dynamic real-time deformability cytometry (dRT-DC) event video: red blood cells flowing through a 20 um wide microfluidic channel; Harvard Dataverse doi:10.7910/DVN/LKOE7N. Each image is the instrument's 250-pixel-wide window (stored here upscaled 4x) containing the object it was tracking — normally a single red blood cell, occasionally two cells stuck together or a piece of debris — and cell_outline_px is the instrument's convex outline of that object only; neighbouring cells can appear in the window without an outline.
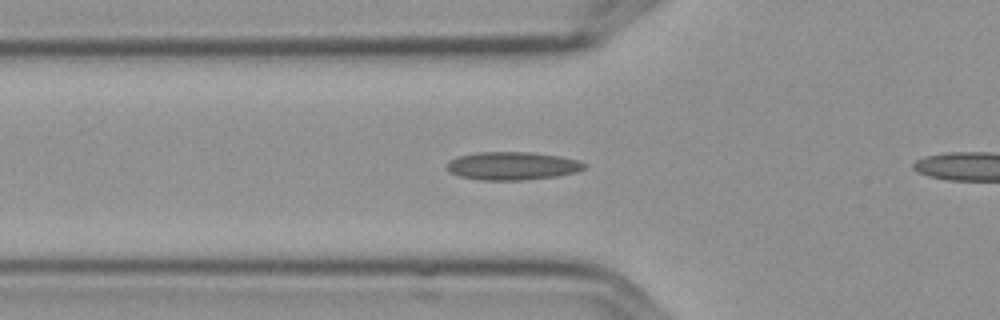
{"species": "Egyptian fruit bat (a non-hibernating species)", "species_latin": "Rousettus aegyptiacus", "temperature_condition": "cold", "stored_images_in_passage": 6, "camera_frame_rate_fps": 3000, "um_per_image_px": 0.085, "frame": {"image": 1, "passage_image": 6, "time_ms": 1.667, "image_size_px": [1000, 320], "cell_outline_px": [[588, 164], [584, 168], [576, 172], [556, 176], [520, 180], [480, 180], [460, 176], [448, 172], [444, 168], [444, 164], [448, 160], [456, 156], [476, 152], [528, 152], [560, 156], [580, 160]], "centroid_in_image_um": [43.48, 14.09], "position_along_channel_um": 82.3, "area_um2": 22.83}}